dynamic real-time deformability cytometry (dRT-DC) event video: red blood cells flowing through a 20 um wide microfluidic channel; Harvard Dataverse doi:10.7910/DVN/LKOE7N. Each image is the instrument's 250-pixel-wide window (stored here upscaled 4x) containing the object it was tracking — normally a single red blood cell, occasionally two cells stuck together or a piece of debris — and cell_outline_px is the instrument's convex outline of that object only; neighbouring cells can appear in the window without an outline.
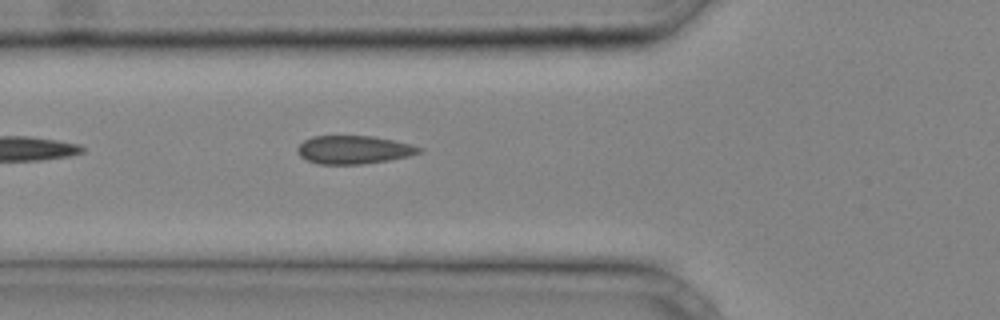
{"species": "common noctule bat (a hibernating species)", "species_latin": "Nyctalus noctula", "temperature_condition": "cold", "stored_images_in_passage": 18, "camera_frame_rate_fps": 3000, "um_per_image_px": 0.085, "animal": {"sex": "male", "body_mass_g": 20.4}, "frame": {"image": 1, "passage_image": 3, "time_ms": 0.667, "image_size_px": [1000, 320], "cell_outline_px": [[424, 152], [408, 156], [388, 160], [360, 164], [320, 164], [308, 160], [300, 156], [296, 152], [296, 148], [304, 140], [312, 136], [372, 136], [412, 144], [424, 148]], "centroid_in_image_um": [30.08, 12.72], "position_along_channel_um": 95.7, "area_um2": 20.06}}